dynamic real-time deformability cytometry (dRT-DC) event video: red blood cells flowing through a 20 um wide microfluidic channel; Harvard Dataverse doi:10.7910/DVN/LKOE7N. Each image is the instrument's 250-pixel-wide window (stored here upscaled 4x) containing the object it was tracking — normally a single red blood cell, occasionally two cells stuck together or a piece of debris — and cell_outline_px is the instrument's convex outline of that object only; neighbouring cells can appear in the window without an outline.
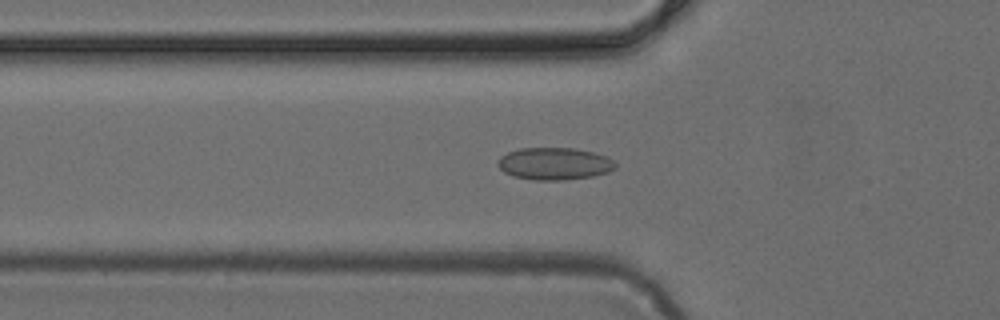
{"species": "common noctule bat (a hibernating species)", "species_latin": "Nyctalus noctula", "temperature_condition": "cold", "stored_images_in_passage": 43, "camera_frame_rate_fps": 3000, "um_per_image_px": 0.085, "animal": {"sex": "female", "body_mass_g": 24.6, "forearm_length_mm": 56.2}, "frame": {"image": 1, "passage_image": 11, "time_ms": 3.333, "image_size_px": [1000, 320], "cell_outline_px": [[616, 168], [608, 172], [592, 176], [564, 180], [536, 180], [512, 176], [504, 172], [496, 164], [500, 156], [508, 152], [520, 148], [572, 148], [592, 152], [608, 156], [616, 164]], "centroid_in_image_um": [47.11, 13.91], "position_along_channel_um": 78.7, "area_um2": 22.14}}
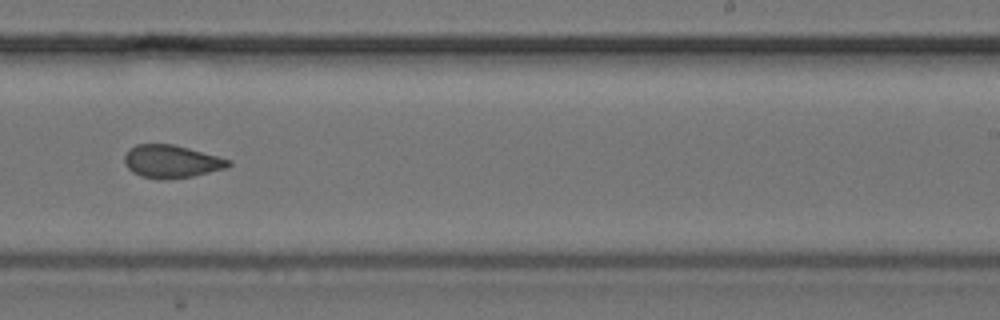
{"frame": {"image": 2, "passage_image": 25, "time_ms": 8.0, "image_size_px": [1000, 320], "cell_outline_px": [[232, 164], [228, 168], [192, 176], [164, 180], [160, 180], [140, 176], [132, 172], [124, 164], [124, 156], [128, 148], [136, 144], [172, 144], [188, 148], [232, 160]], "centroid_in_image_um": [14.55, 13.73], "position_along_channel_um": 274.4, "area_um2": 20.11}}
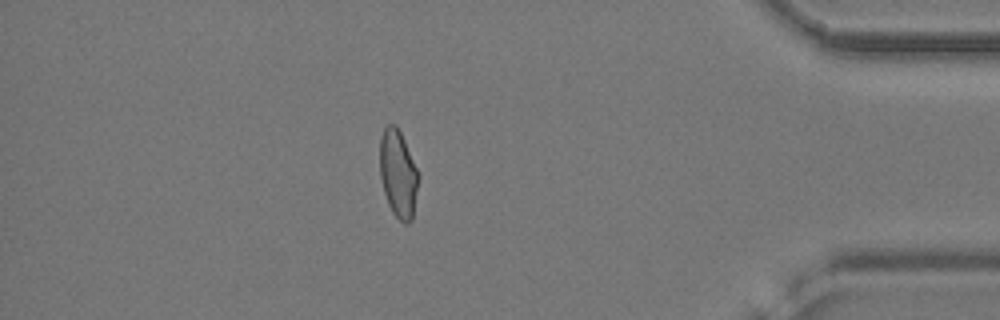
{"frame": {"image": 3, "passage_image": 37, "time_ms": 12.0, "image_size_px": [1000, 320], "cell_outline_px": [[420, 176], [412, 220], [408, 224], [404, 224], [392, 212], [388, 204], [384, 192], [380, 176], [380, 136], [384, 128], [388, 124], [396, 124], [420, 172]], "centroid_in_image_um": [33.86, 14.77], "position_along_channel_um": 401.3, "area_um2": 20.0}}